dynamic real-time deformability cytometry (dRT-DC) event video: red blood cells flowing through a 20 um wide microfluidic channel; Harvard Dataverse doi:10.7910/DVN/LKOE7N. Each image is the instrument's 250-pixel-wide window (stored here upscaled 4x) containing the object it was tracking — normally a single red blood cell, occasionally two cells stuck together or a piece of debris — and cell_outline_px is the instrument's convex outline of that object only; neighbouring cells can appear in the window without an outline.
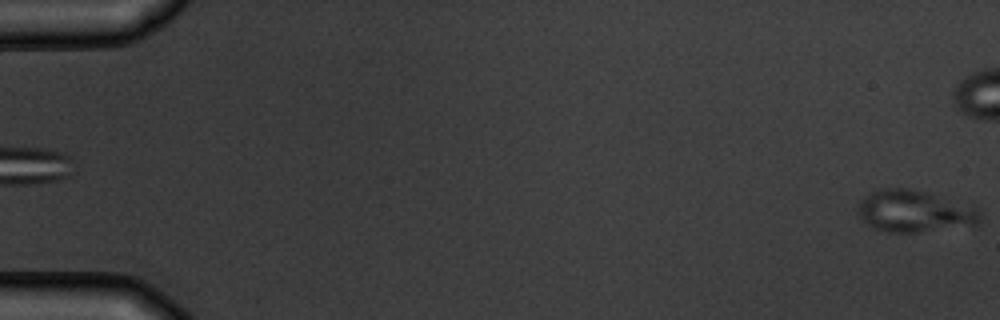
{"species": "common noctule bat (a hibernating species)", "species_latin": "Nyctalus noctula", "temperature_condition": "warm", "stored_images_in_passage": 3, "segment_of_instrument_passage": [2, 2], "camera_frame_rate_fps": 3000, "um_per_image_px": 0.085, "animal": {"sex": "male", "body_mass_g": 19.5, "forearm_length_mm": 54.6}, "frame": {"image": 1, "passage_image": 3, "time_ms": 3.0, "image_size_px": [1000, 320], "cell_outline_px": [[980, 224], [920, 232], [888, 232], [876, 228], [868, 224], [860, 216], [860, 200], [868, 192], [880, 188], [908, 188], [924, 192], [976, 208], [980, 212]], "centroid_in_image_um": [77.71, 17.96], "position_along_channel_um": 7.3, "area_um2": 29.19}}